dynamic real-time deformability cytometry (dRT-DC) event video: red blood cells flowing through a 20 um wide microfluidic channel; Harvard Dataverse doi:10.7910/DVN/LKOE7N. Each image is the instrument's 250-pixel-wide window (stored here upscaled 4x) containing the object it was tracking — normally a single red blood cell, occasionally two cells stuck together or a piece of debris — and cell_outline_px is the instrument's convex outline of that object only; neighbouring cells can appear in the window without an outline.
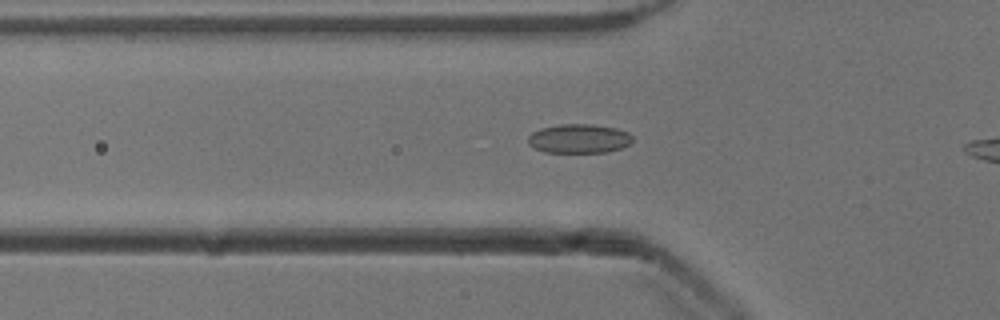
{"species": "common noctule bat (a hibernating species)", "species_latin": "Nyctalus noctula", "temperature_condition": "cold", "stored_images_in_passage": 30, "camera_frame_rate_fps": 3000, "um_per_image_px": 0.085, "animal": {"sex": "male", "body_mass_g": 13.3}, "frame": {"image": 1, "passage_image": 2, "time_ms": 0.333, "image_size_px": [1000, 320], "cell_outline_px": [[632, 140], [628, 144], [620, 148], [608, 152], [544, 152], [532, 148], [528, 144], [528, 136], [532, 132], [540, 128], [560, 124], [592, 124], [616, 128], [628, 132], [632, 136]], "centroid_in_image_um": [49.17, 11.78], "position_along_channel_um": 76.6, "area_um2": 17.8}}
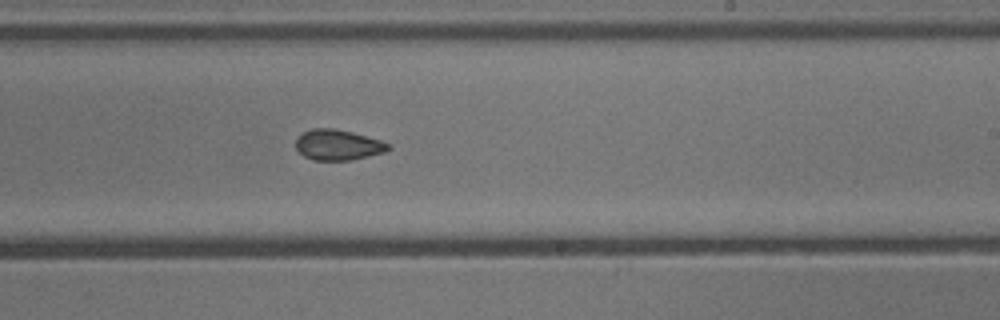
{"frame": {"image": 2, "passage_image": 16, "time_ms": 5.0, "image_size_px": [1000, 320], "cell_outline_px": [[392, 148], [384, 152], [352, 160], [312, 160], [304, 156], [296, 148], [296, 136], [312, 128], [332, 128], [352, 132], [380, 140], [388, 144]], "centroid_in_image_um": [28.7, 12.31], "position_along_channel_um": 260.3, "area_um2": 16.42}}
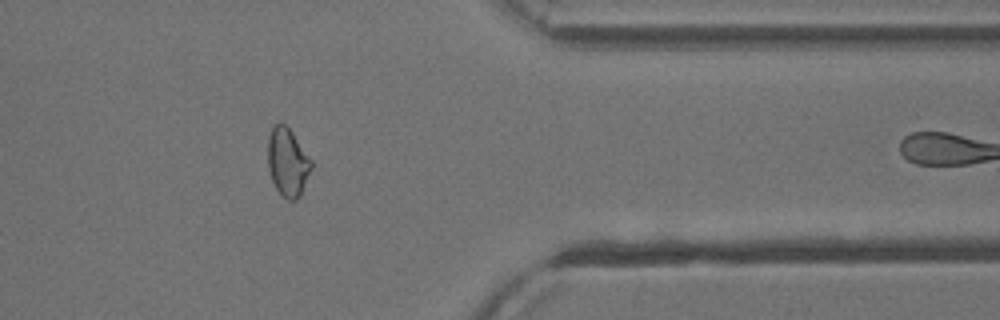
{"frame": {"image": 3, "passage_image": 27, "time_ms": 8.667, "image_size_px": [1000, 320], "cell_outline_px": [[312, 168], [300, 196], [296, 200], [288, 200], [276, 188], [272, 180], [268, 168], [268, 136], [272, 128], [280, 120], [292, 132], [312, 160]], "centroid_in_image_um": [24.45, 13.77], "position_along_channel_um": 386.9, "area_um2": 17.22}, "authors_computed_cell_mechanics": {"area_um2": 16.9065, "velocity_mm_per_s": 3.9159, "shape_relaxation_time_tau1_ms": null, "shape_relaxation_time_tau2_ms": 2.1486, "deformation_change_tau1": null, "deformation_change_tau2": 0.069}}